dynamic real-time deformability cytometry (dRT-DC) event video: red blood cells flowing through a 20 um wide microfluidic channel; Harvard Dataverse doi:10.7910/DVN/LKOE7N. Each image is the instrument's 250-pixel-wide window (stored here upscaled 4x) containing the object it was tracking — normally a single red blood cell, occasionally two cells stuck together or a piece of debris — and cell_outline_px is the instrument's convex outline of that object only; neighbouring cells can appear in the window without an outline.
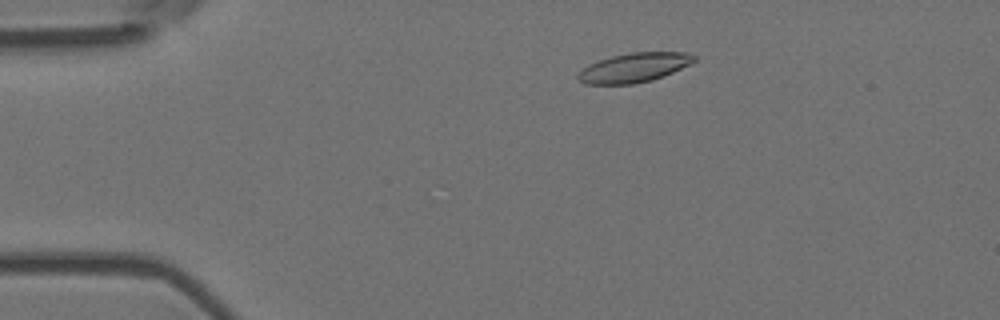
{"species": "Egyptian fruit bat (a non-hibernating species)", "species_latin": "Rousettus aegyptiacus", "temperature_condition": "room temperature", "stored_images_in_passage": 22, "camera_frame_rate_fps": 3000, "um_per_image_px": 0.085, "animal": {"sex": "female"}, "frame": {"image": 1, "passage_image": 8, "time_ms": 2.333, "image_size_px": [1000, 320], "cell_outline_px": [[696, 60], [664, 76], [652, 80], [632, 84], [584, 84], [576, 76], [588, 64], [612, 56], [632, 52], [684, 52], [696, 56]], "centroid_in_image_um": [53.88, 5.75], "position_along_channel_um": 31.1, "area_um2": 19.59}}
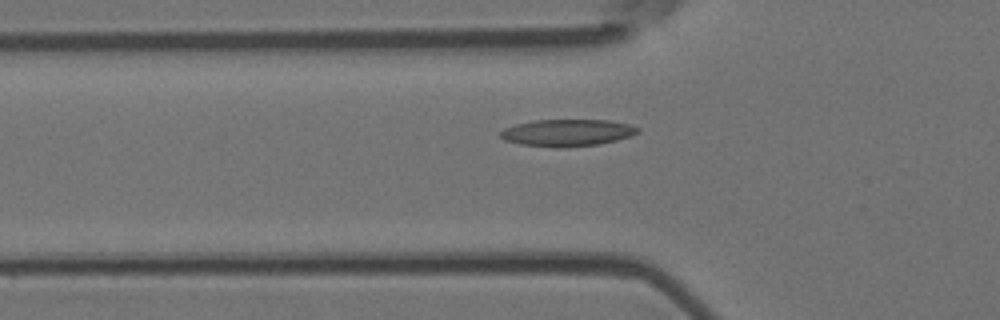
{"frame": {"image": 2, "passage_image": 16, "time_ms": 5.0, "image_size_px": [1000, 320], "cell_outline_px": [[640, 132], [616, 140], [600, 144], [560, 148], [556, 148], [520, 144], [504, 140], [500, 136], [500, 132], [504, 128], [516, 124], [536, 120], [612, 120], [628, 124], [640, 128]], "centroid_in_image_um": [48.21, 11.28], "position_along_channel_um": 77.6, "area_um2": 21.62}}
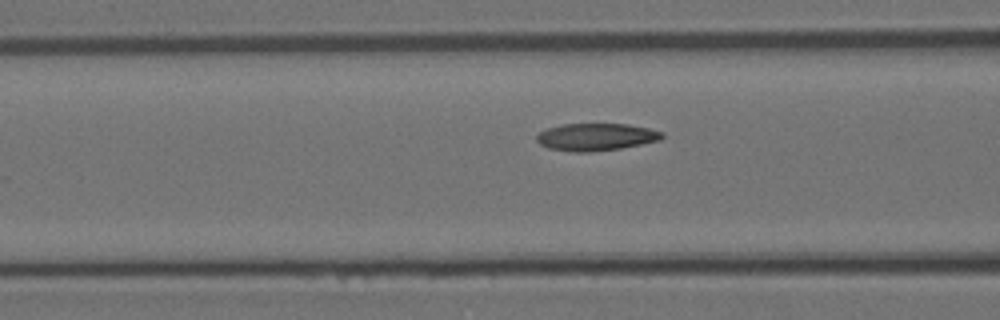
{"frame": {"image": 3, "passage_image": 19, "time_ms": 6.0, "image_size_px": [1000, 320], "cell_outline_px": [[664, 136], [660, 140], [620, 148], [588, 152], [572, 152], [548, 148], [540, 144], [536, 140], [536, 136], [540, 132], [548, 128], [564, 124], [628, 124], [648, 128], [664, 132]], "centroid_in_image_um": [50.66, 11.64], "position_along_channel_um": 115.9, "area_um2": 19.88}}